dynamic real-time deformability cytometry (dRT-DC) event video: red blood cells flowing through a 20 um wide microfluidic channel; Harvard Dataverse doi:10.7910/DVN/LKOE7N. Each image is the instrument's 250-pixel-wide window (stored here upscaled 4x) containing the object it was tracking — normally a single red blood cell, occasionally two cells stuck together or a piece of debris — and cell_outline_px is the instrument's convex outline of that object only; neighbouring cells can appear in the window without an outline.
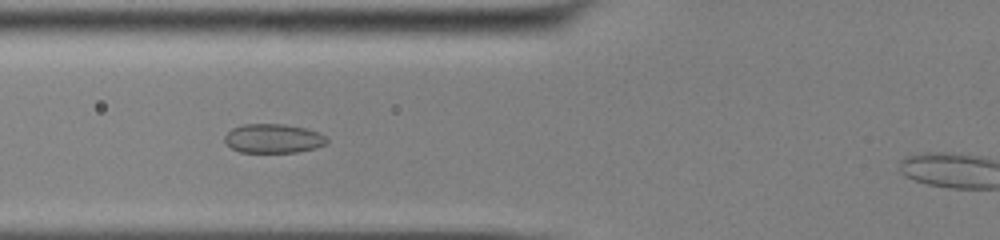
{"species": "common noctule bat (a hibernating species)", "species_latin": "Nyctalus noctula", "temperature_condition": "cold", "stored_images_in_passage": 33, "camera_frame_rate_fps": 3000, "um_per_image_px": 0.085, "animal": {"sex": "male", "body_mass_g": 13.0, "forearm_length_mm": 53.1}, "frame": {"image": 1, "passage_image": 5, "time_ms": 1.333, "image_size_px": [1000, 240], "cell_outline_px": [[328, 140], [324, 144], [312, 148], [296, 152], [240, 152], [232, 148], [224, 140], [224, 136], [232, 128], [244, 124], [284, 124], [304, 128], [320, 132]], "centroid_in_image_um": [23.2, 11.76], "position_along_channel_um": 102.6, "area_um2": 17.11}}
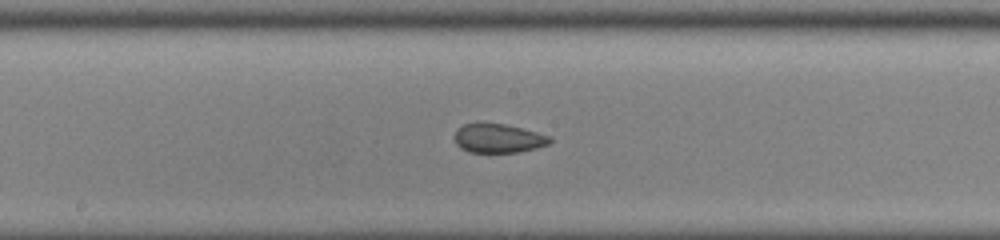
{"frame": {"image": 2, "passage_image": 13, "time_ms": 4.0, "image_size_px": [1000, 240], "cell_outline_px": [[552, 140], [548, 144], [536, 148], [520, 152], [468, 152], [460, 148], [456, 144], [452, 136], [464, 124], [504, 124], [552, 136]], "centroid_in_image_um": [42.35, 11.78], "position_along_channel_um": 205.8, "area_um2": 15.95}}
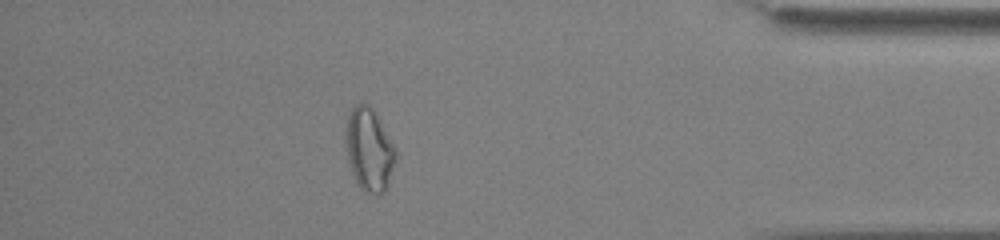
{"frame": {"image": 3, "passage_image": 31, "time_ms": 10.0, "image_size_px": [1000, 240], "cell_outline_px": [[396, 160], [388, 184], [384, 192], [368, 192], [360, 188], [352, 172], [348, 160], [344, 132], [348, 116], [352, 108], [360, 100], [368, 104], [372, 108], [380, 120], [396, 148]], "centroid_in_image_um": [31.37, 12.65], "position_along_channel_um": 403.8, "area_um2": 24.1}}